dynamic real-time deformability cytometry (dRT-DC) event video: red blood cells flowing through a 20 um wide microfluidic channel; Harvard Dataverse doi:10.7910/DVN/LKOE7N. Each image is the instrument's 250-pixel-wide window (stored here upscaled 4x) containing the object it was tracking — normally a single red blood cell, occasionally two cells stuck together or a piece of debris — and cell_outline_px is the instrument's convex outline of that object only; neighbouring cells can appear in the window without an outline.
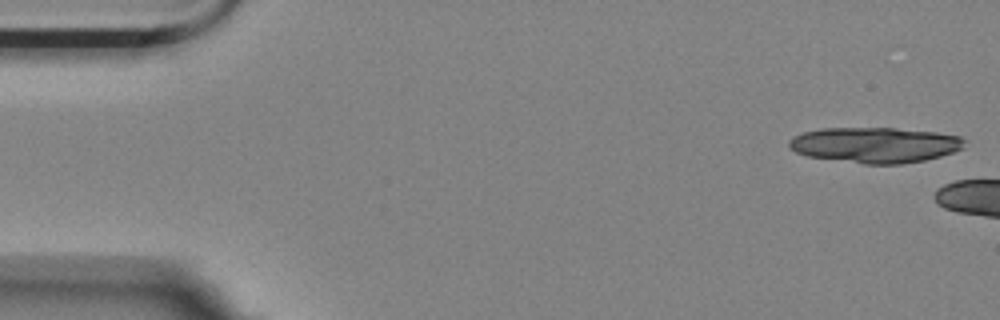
{"species": "Egyptian fruit bat (a non-hibernating species)", "species_latin": "Rousettus aegyptiacus", "temperature_condition": "room temperature", "stored_images_in_passage": 6, "camera_frame_rate_fps": 3000, "um_per_image_px": 0.085, "animal": {"sex": "female"}, "frame": {"image": 1, "passage_image": 1, "time_ms": 0.0, "image_size_px": [1000, 320], "cell_outline_px": [[968, 140], [964, 148], [940, 156], [924, 160], [900, 164], [864, 164], [808, 156], [796, 152], [788, 144], [788, 140], [792, 136], [804, 132], [820, 128], [896, 128], [936, 132], [960, 136]], "centroid_in_image_um": [74.41, 12.31], "position_along_channel_um": 10.6, "area_um2": 36.47}}